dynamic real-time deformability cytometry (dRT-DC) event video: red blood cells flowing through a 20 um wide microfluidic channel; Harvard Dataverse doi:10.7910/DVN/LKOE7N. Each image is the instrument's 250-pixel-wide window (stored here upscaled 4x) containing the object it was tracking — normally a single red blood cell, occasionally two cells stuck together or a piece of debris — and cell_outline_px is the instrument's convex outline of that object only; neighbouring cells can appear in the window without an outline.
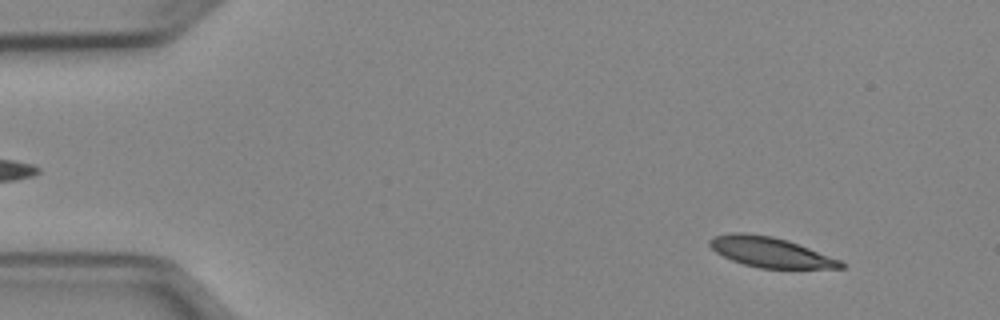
{"species": "Egyptian fruit bat (a non-hibernating species)", "species_latin": "Rousettus aegyptiacus", "temperature_condition": "cold", "stored_images_in_passage": 51, "camera_frame_rate_fps": 3000, "um_per_image_px": 0.085, "animal": {"sex": "female"}, "frame": {"image": 1, "passage_image": 5, "time_ms": 1.333, "image_size_px": [1000, 320], "cell_outline_px": [[844, 268], [760, 268], [744, 264], [732, 260], [716, 252], [708, 244], [708, 240], [716, 236], [732, 232], [740, 232], [772, 236], [788, 240], [840, 260], [844, 264]], "centroid_in_image_um": [65.46, 21.43], "position_along_channel_um": 19.5, "area_um2": 22.72}}
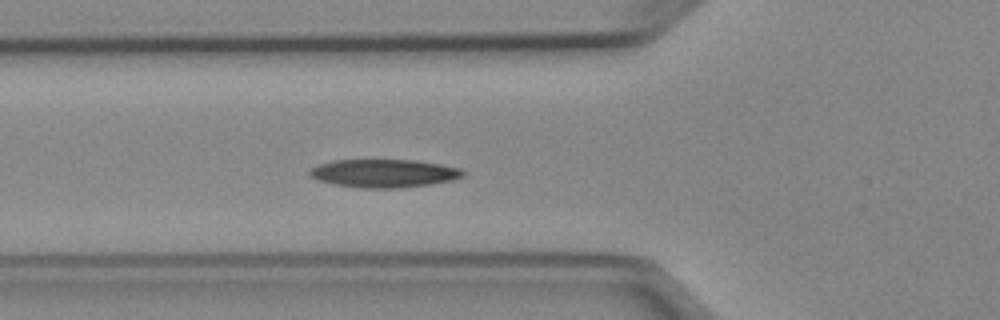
{"frame": {"image": 2, "passage_image": 18, "time_ms": 5.667, "image_size_px": [1000, 320], "cell_outline_px": [[464, 176], [452, 180], [428, 184], [400, 188], [360, 188], [332, 184], [320, 180], [312, 176], [308, 172], [316, 164], [332, 160], [416, 160], [440, 164], [460, 168], [464, 172]], "centroid_in_image_um": [32.62, 14.73], "position_along_channel_um": 93.2, "area_um2": 25.14}}
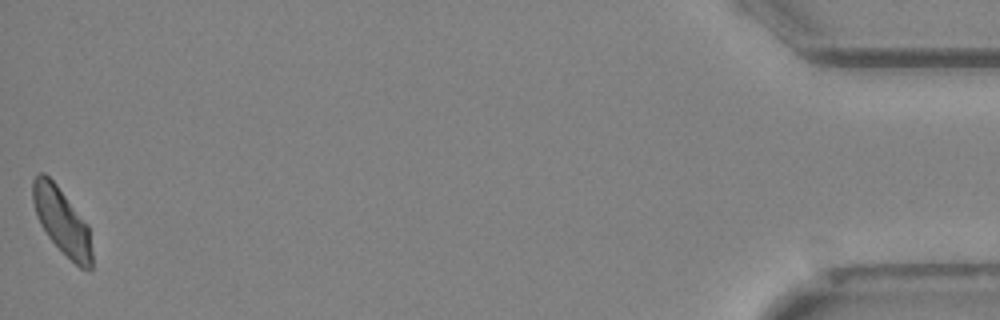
{"frame": {"image": 3, "passage_image": 51, "time_ms": 16.667, "image_size_px": [1000, 320], "cell_outline_px": [[92, 268], [80, 268], [48, 236], [40, 224], [36, 216], [32, 200], [32, 180], [40, 172], [44, 172], [56, 184], [88, 224], [92, 252]], "centroid_in_image_um": [5.25, 18.76], "position_along_channel_um": 430.0, "area_um2": 22.54}, "authors_computed_cell_mechanics": {"area_um2": 24.1604, "velocity_mm_per_s": 3.9123, "shape_relaxation_time_tau1_ms": 3.5681, "shape_relaxation_time_tau2_ms": null, "deformation_change_tau1": 0.1059, "deformation_change_tau2": null}}